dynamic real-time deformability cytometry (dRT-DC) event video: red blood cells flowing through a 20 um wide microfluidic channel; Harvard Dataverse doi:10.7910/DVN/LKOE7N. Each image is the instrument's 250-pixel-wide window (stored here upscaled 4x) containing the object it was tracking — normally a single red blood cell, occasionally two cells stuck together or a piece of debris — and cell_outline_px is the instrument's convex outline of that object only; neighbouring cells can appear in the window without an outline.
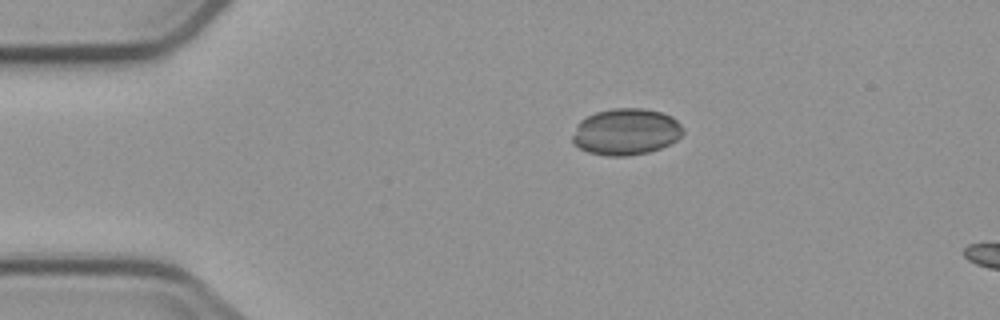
{"species": "common noctule bat (a hibernating species)", "species_latin": "Nyctalus noctula", "temperature_condition": "cold", "stored_images_in_passage": 2, "camera_frame_rate_fps": 3000, "um_per_image_px": 0.085, "animal": {"sex": "male", "body_mass_g": 23.1, "forearm_length_mm": 52.7}, "frame": {"image": 1, "passage_image": 1, "time_ms": 0.0, "image_size_px": [1000, 320], "cell_outline_px": [[684, 132], [676, 140], [660, 148], [648, 152], [628, 156], [608, 156], [588, 152], [572, 144], [572, 136], [576, 124], [580, 120], [596, 112], [612, 108], [644, 108], [660, 112], [672, 116], [684, 128]], "centroid_in_image_um": [53.19, 11.2], "position_along_channel_um": 31.8, "area_um2": 30.11}}